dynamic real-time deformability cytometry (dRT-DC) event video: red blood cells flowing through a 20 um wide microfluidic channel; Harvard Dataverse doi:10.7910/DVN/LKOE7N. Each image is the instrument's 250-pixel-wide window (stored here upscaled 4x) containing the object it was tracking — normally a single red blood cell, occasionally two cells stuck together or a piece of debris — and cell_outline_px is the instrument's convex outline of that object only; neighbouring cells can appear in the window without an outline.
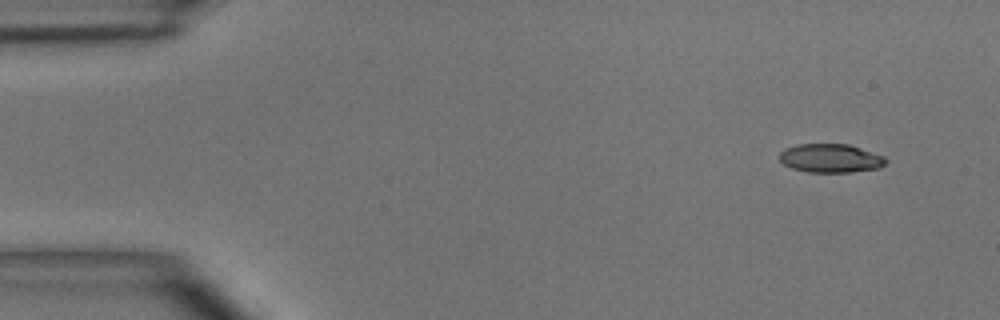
{"species": "common noctule bat (a hibernating species)", "species_latin": "Nyctalus noctula", "temperature_condition": "room temperature", "stored_images_in_passage": 5, "camera_frame_rate_fps": 3000, "um_per_image_px": 0.085, "animal": {"sex": "male", "body_mass_g": 15.6}, "frame": {"image": 1, "passage_image": 1, "time_ms": 0.0, "image_size_px": [1000, 320], "cell_outline_px": [[888, 160], [880, 168], [852, 172], [808, 172], [792, 168], [784, 164], [780, 160], [780, 152], [784, 148], [796, 144], [848, 144], [884, 156]], "centroid_in_image_um": [70.59, 13.45], "position_along_channel_um": 14.4, "area_um2": 17.8}}